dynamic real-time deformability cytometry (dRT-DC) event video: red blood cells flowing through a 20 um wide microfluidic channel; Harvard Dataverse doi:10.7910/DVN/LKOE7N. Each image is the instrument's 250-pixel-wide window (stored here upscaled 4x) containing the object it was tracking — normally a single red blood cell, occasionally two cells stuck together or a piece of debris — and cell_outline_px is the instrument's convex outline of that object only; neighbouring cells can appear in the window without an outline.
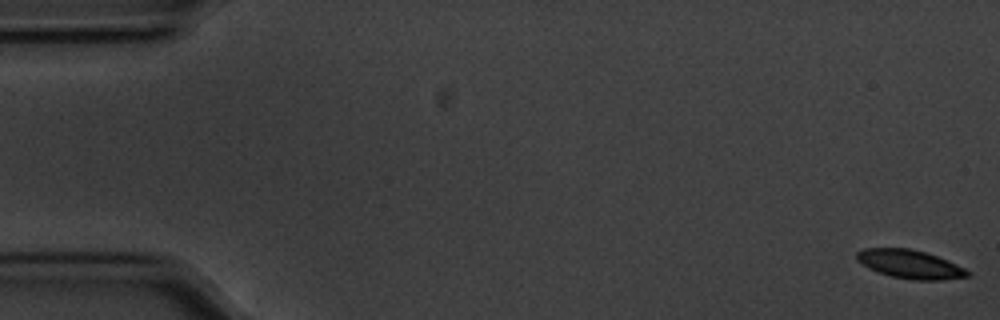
{"species": "common noctule bat (a hibernating species)", "species_latin": "Nyctalus noctula", "temperature_condition": "cold", "stored_images_in_passage": 13, "camera_frame_rate_fps": 3000, "um_per_image_px": 0.085, "animal": {"sex": "male", "body_mass_g": 20.1, "forearm_length_mm": 53.5}, "frame": {"image": 1, "passage_image": 1, "time_ms": 0.0, "image_size_px": [1000, 320], "cell_outline_px": [[972, 276], [944, 280], [916, 280], [892, 276], [868, 268], [856, 260], [856, 252], [864, 248], [908, 248], [924, 252], [948, 260], [964, 268]], "centroid_in_image_um": [77.35, 22.45], "position_along_channel_um": 7.7, "area_um2": 18.32}}